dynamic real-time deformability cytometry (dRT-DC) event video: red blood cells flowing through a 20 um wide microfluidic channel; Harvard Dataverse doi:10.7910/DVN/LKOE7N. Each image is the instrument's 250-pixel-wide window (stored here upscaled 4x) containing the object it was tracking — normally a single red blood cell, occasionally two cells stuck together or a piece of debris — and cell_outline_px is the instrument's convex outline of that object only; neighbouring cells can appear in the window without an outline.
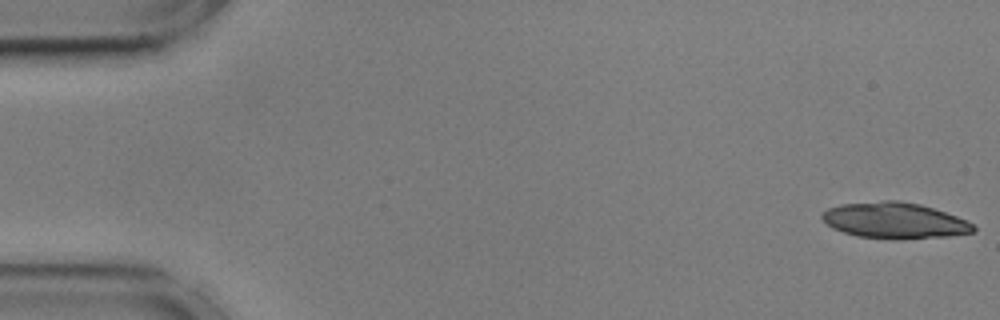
{"species": "common noctule bat (a hibernating species)", "species_latin": "Nyctalus noctula", "temperature_condition": "cold", "stored_images_in_passage": 54, "camera_frame_rate_fps": 3000, "um_per_image_px": 0.085, "animal": {"sex": "male", "body_mass_g": 17.9, "forearm_length_mm": 54.2}, "frame": {"image": 1, "passage_image": 1, "time_ms": 0.0, "image_size_px": [1000, 320], "cell_outline_px": [[976, 228], [972, 232], [948, 236], [900, 240], [896, 240], [856, 236], [832, 228], [820, 216], [820, 212], [828, 208], [840, 204], [884, 200], [900, 200], [920, 204], [968, 220]], "centroid_in_image_um": [76.01, 18.74], "position_along_channel_um": 9.0, "area_um2": 31.96}, "authors_computed_cell_mechanics": {"area_um2": 24.8251, "velocity_mm_per_s": 3.6054, "shape_relaxation_time_tau1_ms": 5.9704, "shape_relaxation_time_tau2_ms": 7.4836, "deformation_change_tau1": 0.14, "deformation_change_tau2": 0.1584}}